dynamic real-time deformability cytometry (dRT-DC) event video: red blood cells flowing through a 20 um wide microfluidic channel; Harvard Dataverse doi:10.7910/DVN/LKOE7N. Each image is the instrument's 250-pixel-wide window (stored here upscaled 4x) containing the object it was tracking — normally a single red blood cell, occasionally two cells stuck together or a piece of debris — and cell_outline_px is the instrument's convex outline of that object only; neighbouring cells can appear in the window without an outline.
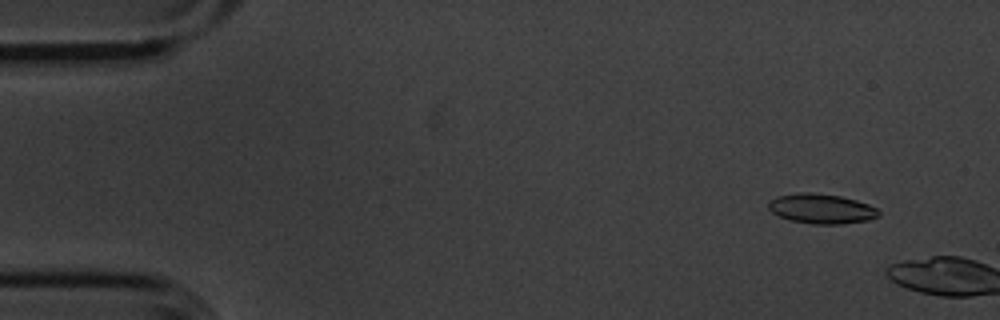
{"species": "common noctule bat (a hibernating species)", "species_latin": "Nyctalus noctula", "temperature_condition": "cold", "stored_images_in_passage": 7, "camera_frame_rate_fps": 3000, "um_per_image_px": 0.085, "animal": {"sex": "male", "body_mass_g": 20.1, "forearm_length_mm": 53.5}, "frame": {"image": 1, "passage_image": 5, "time_ms": 1.333, "image_size_px": [1000, 320], "cell_outline_px": [[880, 216], [868, 220], [840, 224], [812, 224], [788, 220], [772, 212], [768, 208], [768, 200], [776, 196], [796, 192], [812, 192], [840, 196], [856, 200], [868, 204], [876, 208], [880, 212]], "centroid_in_image_um": [69.79, 17.73], "position_along_channel_um": 15.2, "area_um2": 19.36}}